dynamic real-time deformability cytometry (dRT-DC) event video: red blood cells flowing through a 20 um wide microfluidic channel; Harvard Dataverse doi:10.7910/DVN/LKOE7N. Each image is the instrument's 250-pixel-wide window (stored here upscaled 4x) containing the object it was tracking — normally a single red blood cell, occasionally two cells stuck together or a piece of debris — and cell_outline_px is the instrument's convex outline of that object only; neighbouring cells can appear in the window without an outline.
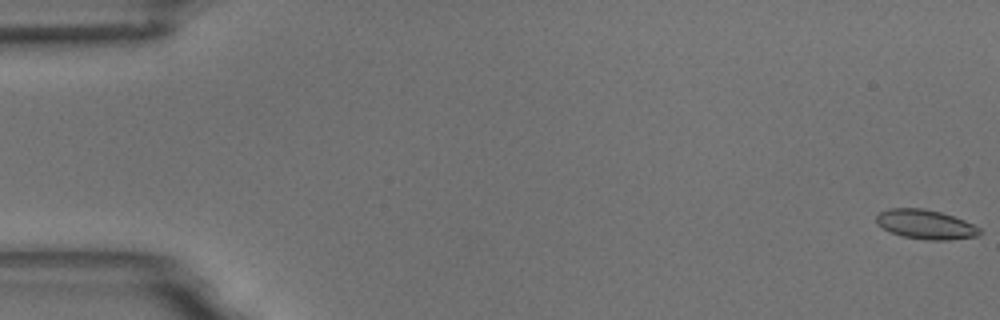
{"species": "common noctule bat (a hibernating species)", "species_latin": "Nyctalus noctula", "temperature_condition": "room temperature", "stored_images_in_passage": 60, "camera_frame_rate_fps": 3000, "um_per_image_px": 0.085, "animal": {"sex": "male", "body_mass_g": 18.8}, "frame": {"image": 1, "passage_image": 1, "time_ms": 0.0, "image_size_px": [1000, 320], "cell_outline_px": [[980, 236], [948, 240], [928, 240], [900, 236], [876, 224], [876, 216], [880, 212], [888, 208], [924, 208], [940, 212], [964, 220], [980, 228]], "centroid_in_image_um": [78.67, 19.07], "position_along_channel_um": 6.3, "area_um2": 17.69}}
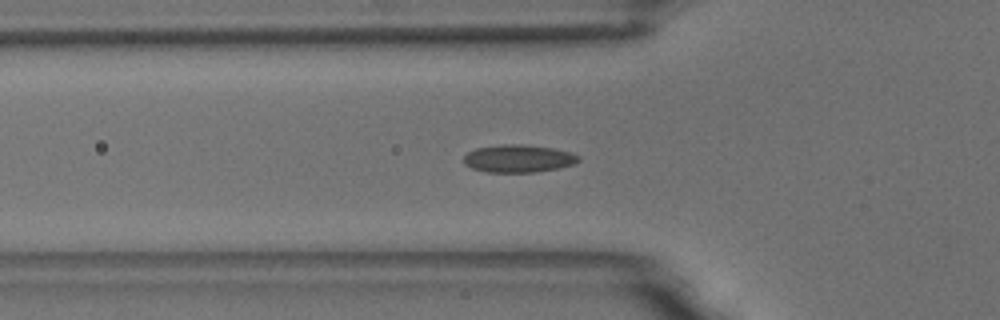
{"frame": {"image": 2, "passage_image": 21, "time_ms": 6.667, "image_size_px": [1000, 320], "cell_outline_px": [[580, 160], [572, 164], [560, 168], [536, 172], [484, 172], [472, 168], [464, 164], [464, 156], [468, 152], [476, 148], [500, 144], [524, 144], [552, 148], [572, 152], [580, 156]], "centroid_in_image_um": [44.07, 13.47], "position_along_channel_um": 81.7, "area_um2": 18.67}}
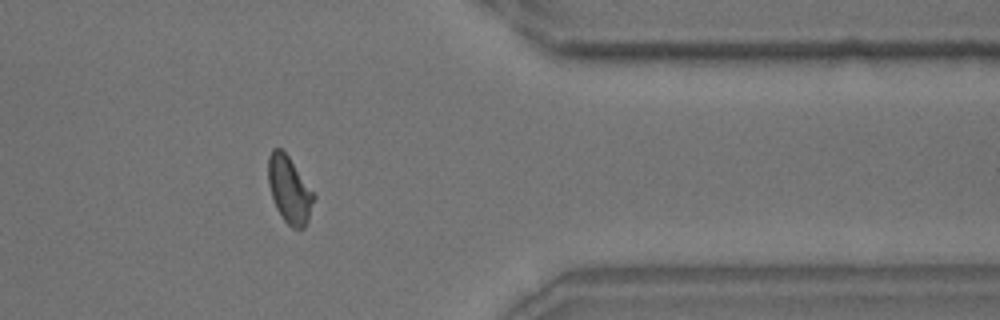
{"frame": {"image": 3, "passage_image": 49, "time_ms": 16.0, "image_size_px": [1000, 320], "cell_outline_px": [[316, 196], [308, 220], [304, 228], [292, 228], [284, 220], [276, 208], [268, 184], [268, 156], [272, 148], [280, 148], [288, 156]], "centroid_in_image_um": [24.59, 16.13], "position_along_channel_um": 386.8, "area_um2": 17.57}, "authors_computed_cell_mechanics": {"area_um2": 17.5712, "velocity_mm_per_s": 3.4358, "shape_relaxation_time_tau1_ms": 4.0448, "shape_relaxation_time_tau2_ms": 0.9525, "deformation_change_tau1": 0.1082, "deformation_change_tau2": 0.0572}}